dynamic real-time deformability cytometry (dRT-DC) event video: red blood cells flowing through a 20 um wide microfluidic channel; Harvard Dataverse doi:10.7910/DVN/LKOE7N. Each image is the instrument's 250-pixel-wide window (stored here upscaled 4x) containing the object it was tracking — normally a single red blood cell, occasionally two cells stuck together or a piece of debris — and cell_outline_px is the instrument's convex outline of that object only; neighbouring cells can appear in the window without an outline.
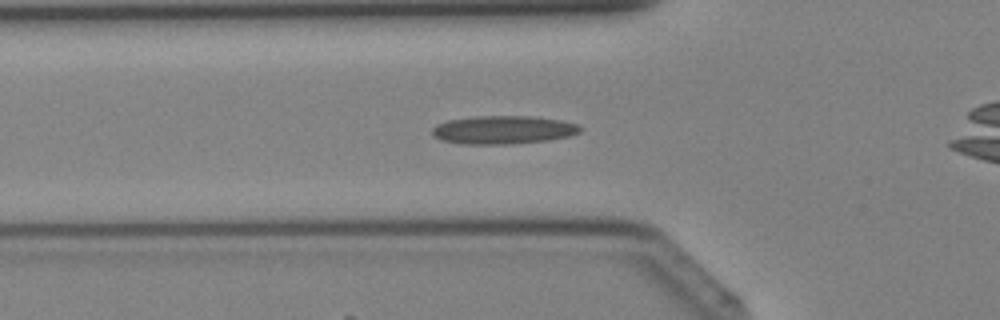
{"species": "Egyptian fruit bat (a non-hibernating species)", "species_latin": "Rousettus aegyptiacus", "temperature_condition": "cold", "stored_images_in_passage": 31, "camera_frame_rate_fps": 3000, "um_per_image_px": 0.085, "animal": {"sex": "female"}, "frame": {"image": 1, "passage_image": 8, "time_ms": 2.333, "image_size_px": [1000, 320], "cell_outline_px": [[584, 128], [580, 132], [568, 136], [548, 140], [512, 144], [460, 144], [440, 140], [432, 132], [432, 128], [436, 124], [448, 120], [476, 116], [532, 116], [560, 120], [580, 124]], "centroid_in_image_um": [42.79, 11.04], "position_along_channel_um": 83.0, "area_um2": 24.57}}
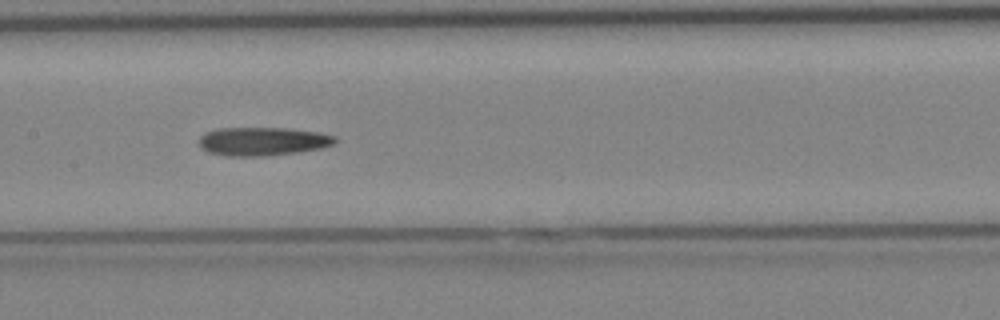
{"frame": {"image": 2, "passage_image": 14, "time_ms": 4.333, "image_size_px": [1000, 320], "cell_outline_px": [[336, 140], [332, 144], [320, 148], [296, 152], [264, 156], [228, 156], [208, 152], [200, 148], [200, 136], [204, 132], [216, 128], [284, 128], [316, 132], [336, 136]], "centroid_in_image_um": [22.26, 12.01], "position_along_channel_um": 185.1, "area_um2": 22.43}}
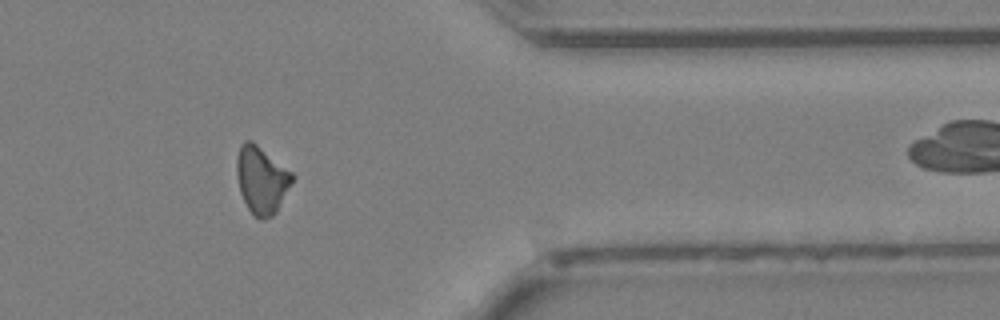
{"frame": {"image": 3, "passage_image": 27, "time_ms": 8.667, "image_size_px": [1000, 320], "cell_outline_px": [[296, 176], [292, 184], [276, 212], [272, 216], [264, 220], [260, 220], [248, 208], [240, 192], [236, 172], [236, 160], [240, 144], [244, 140], [252, 140], [292, 172]], "centroid_in_image_um": [22.24, 15.27], "position_along_channel_um": 389.2, "area_um2": 21.91}}